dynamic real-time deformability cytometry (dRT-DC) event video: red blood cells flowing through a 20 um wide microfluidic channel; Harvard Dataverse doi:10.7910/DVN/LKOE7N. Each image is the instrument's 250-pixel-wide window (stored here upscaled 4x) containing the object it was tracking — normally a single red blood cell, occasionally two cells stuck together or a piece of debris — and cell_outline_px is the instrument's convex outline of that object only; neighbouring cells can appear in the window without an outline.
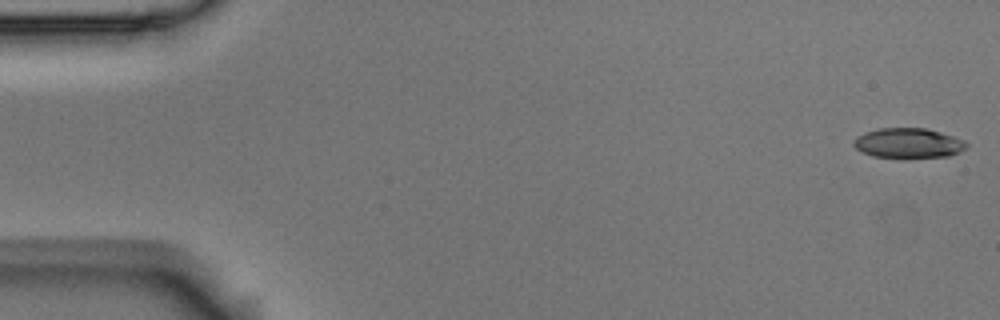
{"species": "Egyptian fruit bat (a non-hibernating species)", "species_latin": "Rousettus aegyptiacus", "temperature_condition": "room temperature", "stored_images_in_passage": 57, "camera_frame_rate_fps": 3000, "um_per_image_px": 0.085, "animal": {"sex": "male"}, "frame": {"image": 1, "passage_image": 1, "time_ms": 0.0, "image_size_px": [1000, 320], "cell_outline_px": [[968, 144], [960, 152], [948, 156], [904, 160], [872, 156], [856, 148], [852, 144], [852, 140], [856, 136], [864, 132], [880, 128], [924, 128], [940, 132], [964, 140]], "centroid_in_image_um": [77.17, 12.2], "position_along_channel_um": 7.8, "area_um2": 20.29}}
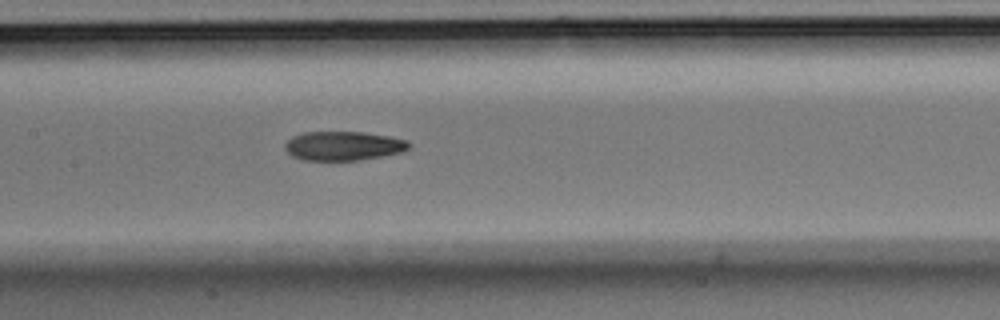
{"frame": {"image": 2, "passage_image": 27, "time_ms": 8.667, "image_size_px": [1000, 320], "cell_outline_px": [[412, 144], [404, 152], [360, 160], [304, 160], [292, 156], [284, 148], [284, 144], [292, 136], [304, 132], [364, 132], [388, 136], [408, 140]], "centroid_in_image_um": [29.2, 12.4], "position_along_channel_um": 178.2, "area_um2": 21.15}}
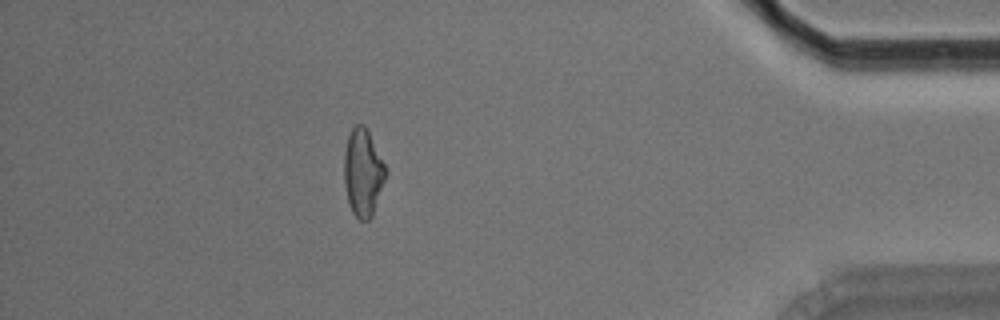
{"frame": {"image": 3, "passage_image": 50, "time_ms": 16.333, "image_size_px": [1000, 320], "cell_outline_px": [[388, 172], [372, 216], [368, 220], [360, 220], [352, 212], [348, 200], [344, 184], [344, 152], [348, 136], [352, 128], [356, 124], [364, 124], [388, 168]], "centroid_in_image_um": [30.87, 14.66], "position_along_channel_um": 404.3, "area_um2": 21.33}, "authors_computed_cell_mechanics": {"area_um2": 21.3282, "velocity_mm_per_s": 3.5404, "shape_relaxation_time_tau1_ms": 5.5936, "shape_relaxation_time_tau2_ms": 4.8718, "deformation_change_tau1": 0.1835, "deformation_change_tau2": 0.1344}}